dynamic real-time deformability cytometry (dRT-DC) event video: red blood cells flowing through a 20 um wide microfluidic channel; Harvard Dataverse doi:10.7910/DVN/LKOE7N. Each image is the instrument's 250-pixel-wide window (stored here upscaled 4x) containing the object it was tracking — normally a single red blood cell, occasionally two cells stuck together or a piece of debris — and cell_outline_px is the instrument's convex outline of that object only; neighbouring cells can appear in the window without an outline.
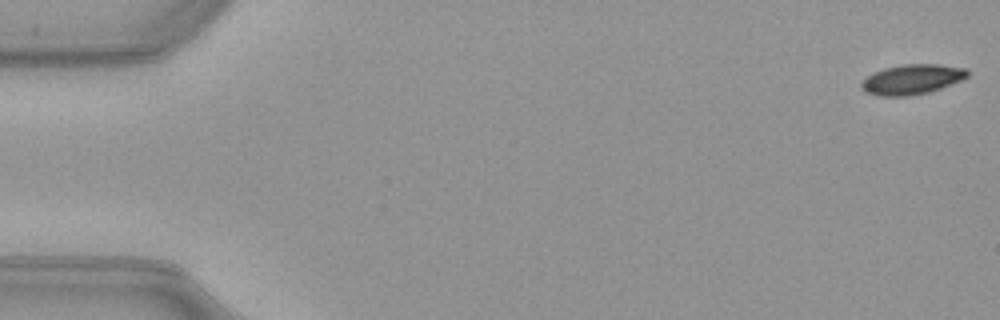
{"species": "common noctule bat (a hibernating species)", "species_latin": "Nyctalus noctula", "temperature_condition": "warm", "stored_images_in_passage": 52, "camera_frame_rate_fps": 3000, "um_per_image_px": 0.085, "animal": {"sex": "female", "body_mass_g": 21.9}, "frame": {"image": 1, "passage_image": 1, "time_ms": 0.0, "image_size_px": [1000, 320], "cell_outline_px": [[968, 76], [960, 80], [940, 88], [928, 92], [908, 96], [876, 96], [864, 92], [860, 88], [860, 84], [868, 76], [884, 68], [904, 64], [936, 64], [964, 68], [968, 72]], "centroid_in_image_um": [77.47, 6.76], "position_along_channel_um": 7.5, "area_um2": 18.32}}
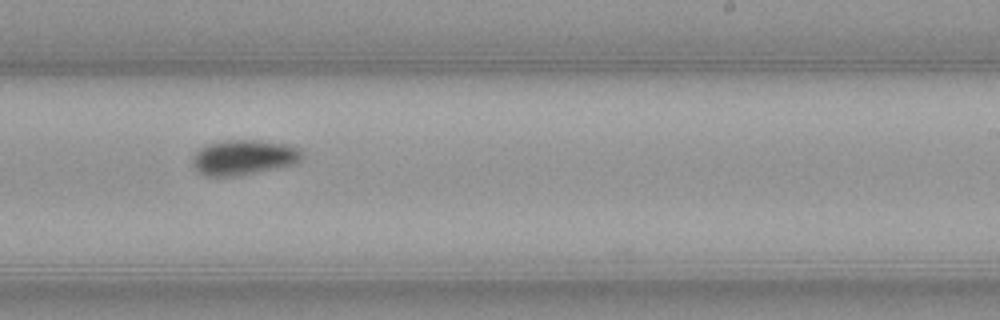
{"frame": {"image": 2, "passage_image": 32, "time_ms": 10.333, "image_size_px": [1000, 320], "cell_outline_px": [[304, 156], [296, 164], [240, 176], [208, 176], [196, 172], [192, 164], [192, 156], [200, 148], [208, 144], [228, 140], [260, 140], [284, 144], [300, 148], [304, 152]], "centroid_in_image_um": [20.73, 13.39], "position_along_channel_um": 268.3, "area_um2": 22.72}}
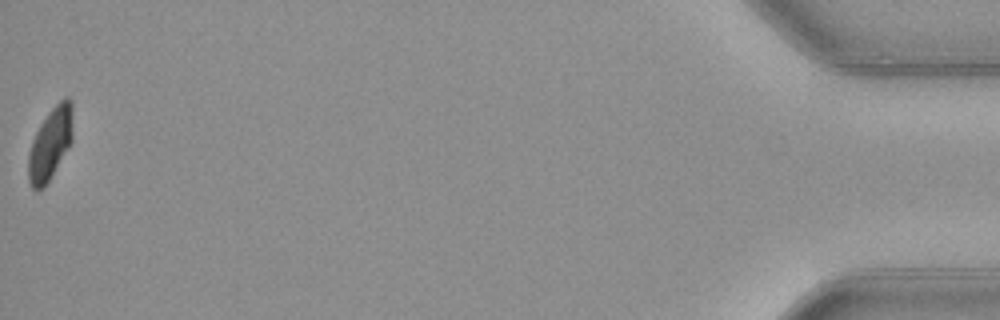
{"frame": {"image": 3, "passage_image": 52, "time_ms": 17.0, "image_size_px": [1000, 320], "cell_outline_px": [[72, 140], [44, 188], [36, 192], [32, 188], [28, 180], [28, 156], [32, 140], [40, 124], [48, 112], [64, 96], [68, 96], [72, 100]], "centroid_in_image_um": [4.26, 12.2], "position_along_channel_um": 430.9, "area_um2": 18.61}, "authors_computed_cell_mechanics": {"area_um2": 20.3167, "velocity_mm_per_s": 3.9926, "shape_relaxation_time_tau1_ms": 5.0814, "shape_relaxation_time_tau2_ms": 7.2207, "deformation_change_tau1": 0.14, "deformation_change_tau2": 0.0775}}